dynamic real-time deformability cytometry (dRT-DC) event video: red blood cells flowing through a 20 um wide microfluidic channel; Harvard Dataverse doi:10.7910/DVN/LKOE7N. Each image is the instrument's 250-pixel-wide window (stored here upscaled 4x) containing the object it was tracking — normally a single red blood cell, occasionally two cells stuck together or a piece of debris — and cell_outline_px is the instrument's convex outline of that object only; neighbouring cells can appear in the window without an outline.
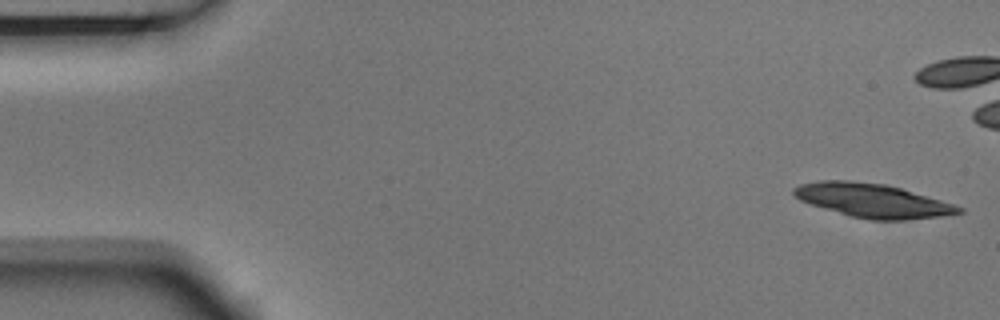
{"species": "Egyptian fruit bat (a non-hibernating species)", "species_latin": "Rousettus aegyptiacus", "temperature_condition": "room temperature", "stored_images_in_passage": 5, "camera_frame_rate_fps": 3000, "um_per_image_px": 0.085, "animal": {"sex": "male"}, "frame": {"image": 1, "passage_image": 1, "time_ms": 0.0, "image_size_px": [1000, 320], "cell_outline_px": [[964, 212], [940, 216], [904, 220], [872, 220], [852, 216], [812, 204], [800, 200], [792, 192], [792, 188], [800, 184], [820, 180], [848, 180], [888, 184], [940, 200], [964, 208]], "centroid_in_image_um": [74.17, 17.03], "position_along_channel_um": 10.8, "area_um2": 32.14}}